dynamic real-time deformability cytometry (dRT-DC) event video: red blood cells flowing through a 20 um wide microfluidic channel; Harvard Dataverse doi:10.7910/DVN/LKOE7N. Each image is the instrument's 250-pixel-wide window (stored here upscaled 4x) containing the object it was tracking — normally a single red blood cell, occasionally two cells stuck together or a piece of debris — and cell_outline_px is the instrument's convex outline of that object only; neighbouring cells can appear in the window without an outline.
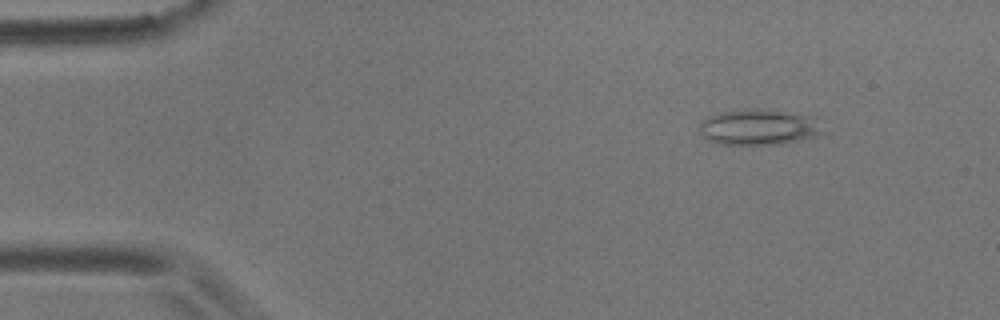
{"species": "common noctule bat (a hibernating species)", "species_latin": "Nyctalus noctula", "temperature_condition": "room temperature", "stored_images_in_passage": 6, "camera_frame_rate_fps": 3000, "um_per_image_px": 0.085, "animal": {"sex": "male", "body_mass_g": 17.9}, "frame": {"image": 1, "passage_image": 2, "time_ms": 1.0, "image_size_px": [1000, 320], "cell_outline_px": [[824, 132], [816, 136], [800, 140], [780, 144], [716, 144], [708, 140], [700, 132], [700, 120], [708, 116], [724, 112], [752, 108], [816, 116]], "centroid_in_image_um": [64.51, 10.81], "position_along_channel_um": 20.5, "area_um2": 25.66}}
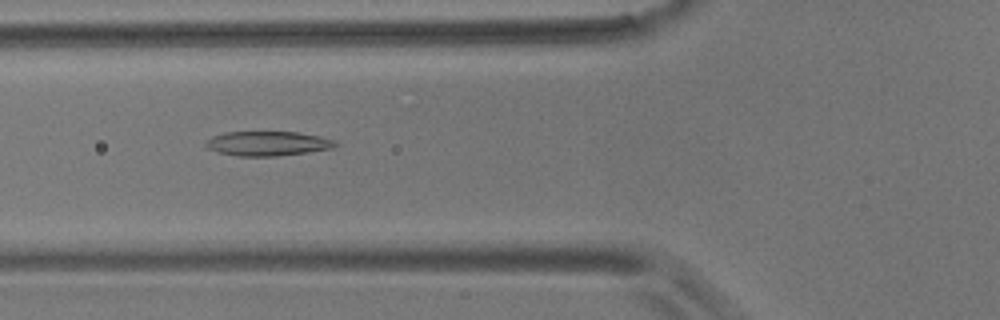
{"frame": {"image": 2, "passage_image": 6, "time_ms": 5.667, "image_size_px": [1000, 320], "cell_outline_px": [[340, 144], [332, 148], [308, 152], [276, 156], [236, 156], [220, 152], [208, 148], [204, 144], [212, 136], [224, 132], [296, 132], [320, 136], [336, 140]], "centroid_in_image_um": [22.79, 12.19], "position_along_channel_um": 103.0, "area_um2": 18.5}}